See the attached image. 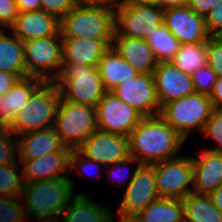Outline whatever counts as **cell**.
I'll use <instances>...</instances> for the list:
<instances>
[{"label": "cell", "instance_id": "obj_32", "mask_svg": "<svg viewBox=\"0 0 222 222\" xmlns=\"http://www.w3.org/2000/svg\"><path fill=\"white\" fill-rule=\"evenodd\" d=\"M18 197H0V222H26L24 205ZM22 204V205H21Z\"/></svg>", "mask_w": 222, "mask_h": 222}, {"label": "cell", "instance_id": "obj_34", "mask_svg": "<svg viewBox=\"0 0 222 222\" xmlns=\"http://www.w3.org/2000/svg\"><path fill=\"white\" fill-rule=\"evenodd\" d=\"M9 129L0 128V166L13 164L16 160L17 138Z\"/></svg>", "mask_w": 222, "mask_h": 222}, {"label": "cell", "instance_id": "obj_38", "mask_svg": "<svg viewBox=\"0 0 222 222\" xmlns=\"http://www.w3.org/2000/svg\"><path fill=\"white\" fill-rule=\"evenodd\" d=\"M78 166L77 168H75ZM102 164H99L98 162L91 160L89 158H86L83 156L77 149L72 150L71 155H70V171L73 172V168L77 171V174H83L84 176H91L92 177V170L102 168ZM91 171L89 172V170ZM84 172V173H83ZM94 176V175H93Z\"/></svg>", "mask_w": 222, "mask_h": 222}, {"label": "cell", "instance_id": "obj_7", "mask_svg": "<svg viewBox=\"0 0 222 222\" xmlns=\"http://www.w3.org/2000/svg\"><path fill=\"white\" fill-rule=\"evenodd\" d=\"M53 127L65 146L77 149L97 130L96 107L61 99Z\"/></svg>", "mask_w": 222, "mask_h": 222}, {"label": "cell", "instance_id": "obj_19", "mask_svg": "<svg viewBox=\"0 0 222 222\" xmlns=\"http://www.w3.org/2000/svg\"><path fill=\"white\" fill-rule=\"evenodd\" d=\"M193 159V192L209 195L222 186V153L203 150Z\"/></svg>", "mask_w": 222, "mask_h": 222}, {"label": "cell", "instance_id": "obj_21", "mask_svg": "<svg viewBox=\"0 0 222 222\" xmlns=\"http://www.w3.org/2000/svg\"><path fill=\"white\" fill-rule=\"evenodd\" d=\"M65 147L54 127L23 134L17 138L18 160H33Z\"/></svg>", "mask_w": 222, "mask_h": 222}, {"label": "cell", "instance_id": "obj_17", "mask_svg": "<svg viewBox=\"0 0 222 222\" xmlns=\"http://www.w3.org/2000/svg\"><path fill=\"white\" fill-rule=\"evenodd\" d=\"M72 150L65 146L60 151L43 155L37 159L19 160L24 165V168L21 170L23 183L68 178L64 174L70 171Z\"/></svg>", "mask_w": 222, "mask_h": 222}, {"label": "cell", "instance_id": "obj_29", "mask_svg": "<svg viewBox=\"0 0 222 222\" xmlns=\"http://www.w3.org/2000/svg\"><path fill=\"white\" fill-rule=\"evenodd\" d=\"M145 41L153 50L158 63L172 61L181 46V43L168 30L164 22L153 30V32L145 38Z\"/></svg>", "mask_w": 222, "mask_h": 222}, {"label": "cell", "instance_id": "obj_47", "mask_svg": "<svg viewBox=\"0 0 222 222\" xmlns=\"http://www.w3.org/2000/svg\"><path fill=\"white\" fill-rule=\"evenodd\" d=\"M117 216L119 217L118 222H139L137 215L132 214H124L119 211H117ZM114 218L113 212H110L109 215V222H116V218Z\"/></svg>", "mask_w": 222, "mask_h": 222}, {"label": "cell", "instance_id": "obj_18", "mask_svg": "<svg viewBox=\"0 0 222 222\" xmlns=\"http://www.w3.org/2000/svg\"><path fill=\"white\" fill-rule=\"evenodd\" d=\"M9 30L23 42L30 39L61 36L60 21L43 10L19 13Z\"/></svg>", "mask_w": 222, "mask_h": 222}, {"label": "cell", "instance_id": "obj_31", "mask_svg": "<svg viewBox=\"0 0 222 222\" xmlns=\"http://www.w3.org/2000/svg\"><path fill=\"white\" fill-rule=\"evenodd\" d=\"M17 167V162L0 166V197H20L24 183Z\"/></svg>", "mask_w": 222, "mask_h": 222}, {"label": "cell", "instance_id": "obj_50", "mask_svg": "<svg viewBox=\"0 0 222 222\" xmlns=\"http://www.w3.org/2000/svg\"><path fill=\"white\" fill-rule=\"evenodd\" d=\"M123 4H142V5H152L159 6V0H118Z\"/></svg>", "mask_w": 222, "mask_h": 222}, {"label": "cell", "instance_id": "obj_26", "mask_svg": "<svg viewBox=\"0 0 222 222\" xmlns=\"http://www.w3.org/2000/svg\"><path fill=\"white\" fill-rule=\"evenodd\" d=\"M0 29V70L26 78L27 70L24 60L23 41Z\"/></svg>", "mask_w": 222, "mask_h": 222}, {"label": "cell", "instance_id": "obj_4", "mask_svg": "<svg viewBox=\"0 0 222 222\" xmlns=\"http://www.w3.org/2000/svg\"><path fill=\"white\" fill-rule=\"evenodd\" d=\"M61 99L96 107L107 90L97 67L62 62L58 76L53 80Z\"/></svg>", "mask_w": 222, "mask_h": 222}, {"label": "cell", "instance_id": "obj_37", "mask_svg": "<svg viewBox=\"0 0 222 222\" xmlns=\"http://www.w3.org/2000/svg\"><path fill=\"white\" fill-rule=\"evenodd\" d=\"M73 0H41V10L61 21L73 8Z\"/></svg>", "mask_w": 222, "mask_h": 222}, {"label": "cell", "instance_id": "obj_40", "mask_svg": "<svg viewBox=\"0 0 222 222\" xmlns=\"http://www.w3.org/2000/svg\"><path fill=\"white\" fill-rule=\"evenodd\" d=\"M19 12L15 0H0V29L10 28Z\"/></svg>", "mask_w": 222, "mask_h": 222}, {"label": "cell", "instance_id": "obj_5", "mask_svg": "<svg viewBox=\"0 0 222 222\" xmlns=\"http://www.w3.org/2000/svg\"><path fill=\"white\" fill-rule=\"evenodd\" d=\"M60 100L58 87L53 82H44L19 110L8 129L15 136H21L53 127Z\"/></svg>", "mask_w": 222, "mask_h": 222}, {"label": "cell", "instance_id": "obj_2", "mask_svg": "<svg viewBox=\"0 0 222 222\" xmlns=\"http://www.w3.org/2000/svg\"><path fill=\"white\" fill-rule=\"evenodd\" d=\"M72 183L70 178L24 183L20 197L25 199L26 218L35 217L36 221L58 219L74 195Z\"/></svg>", "mask_w": 222, "mask_h": 222}, {"label": "cell", "instance_id": "obj_28", "mask_svg": "<svg viewBox=\"0 0 222 222\" xmlns=\"http://www.w3.org/2000/svg\"><path fill=\"white\" fill-rule=\"evenodd\" d=\"M182 202L184 222H222V213L212 203L209 195L192 192Z\"/></svg>", "mask_w": 222, "mask_h": 222}, {"label": "cell", "instance_id": "obj_42", "mask_svg": "<svg viewBox=\"0 0 222 222\" xmlns=\"http://www.w3.org/2000/svg\"><path fill=\"white\" fill-rule=\"evenodd\" d=\"M20 78L13 74L0 70V96L7 93Z\"/></svg>", "mask_w": 222, "mask_h": 222}, {"label": "cell", "instance_id": "obj_44", "mask_svg": "<svg viewBox=\"0 0 222 222\" xmlns=\"http://www.w3.org/2000/svg\"><path fill=\"white\" fill-rule=\"evenodd\" d=\"M209 97L212 101L213 108L222 110V77H217V81Z\"/></svg>", "mask_w": 222, "mask_h": 222}, {"label": "cell", "instance_id": "obj_39", "mask_svg": "<svg viewBox=\"0 0 222 222\" xmlns=\"http://www.w3.org/2000/svg\"><path fill=\"white\" fill-rule=\"evenodd\" d=\"M205 26L210 36H222V0L205 17Z\"/></svg>", "mask_w": 222, "mask_h": 222}, {"label": "cell", "instance_id": "obj_49", "mask_svg": "<svg viewBox=\"0 0 222 222\" xmlns=\"http://www.w3.org/2000/svg\"><path fill=\"white\" fill-rule=\"evenodd\" d=\"M188 3V0H159V6L162 9L183 6Z\"/></svg>", "mask_w": 222, "mask_h": 222}, {"label": "cell", "instance_id": "obj_46", "mask_svg": "<svg viewBox=\"0 0 222 222\" xmlns=\"http://www.w3.org/2000/svg\"><path fill=\"white\" fill-rule=\"evenodd\" d=\"M116 0H73L76 6H103L115 4Z\"/></svg>", "mask_w": 222, "mask_h": 222}, {"label": "cell", "instance_id": "obj_25", "mask_svg": "<svg viewBox=\"0 0 222 222\" xmlns=\"http://www.w3.org/2000/svg\"><path fill=\"white\" fill-rule=\"evenodd\" d=\"M110 210L83 193L73 195L63 210L62 222H109Z\"/></svg>", "mask_w": 222, "mask_h": 222}, {"label": "cell", "instance_id": "obj_9", "mask_svg": "<svg viewBox=\"0 0 222 222\" xmlns=\"http://www.w3.org/2000/svg\"><path fill=\"white\" fill-rule=\"evenodd\" d=\"M115 34L128 38L145 39L163 23L164 9L142 4H114Z\"/></svg>", "mask_w": 222, "mask_h": 222}, {"label": "cell", "instance_id": "obj_30", "mask_svg": "<svg viewBox=\"0 0 222 222\" xmlns=\"http://www.w3.org/2000/svg\"><path fill=\"white\" fill-rule=\"evenodd\" d=\"M172 62L184 73L192 74L207 65L206 41L181 44Z\"/></svg>", "mask_w": 222, "mask_h": 222}, {"label": "cell", "instance_id": "obj_43", "mask_svg": "<svg viewBox=\"0 0 222 222\" xmlns=\"http://www.w3.org/2000/svg\"><path fill=\"white\" fill-rule=\"evenodd\" d=\"M136 162H139L137 159H135L133 156H128L126 159H123V160H121V161H119V162H116V163H114V164H112V165H110V168H109V170L106 172L107 173V175H108V178H109V181H110V179H112L111 177L114 175V173L115 172H119V170H121L123 167V165L124 166H126L127 164H130V163H136ZM117 169V170H116ZM118 173H115V177L116 178H118L117 176H121L120 178H119V180L120 179H122V176H124V175H117ZM120 174V173H119ZM122 174V173H121ZM114 178V177H113ZM116 180V179H115ZM124 181H125V179L124 180H121V181H119L120 183L119 184H124ZM112 182H114V180L112 181Z\"/></svg>", "mask_w": 222, "mask_h": 222}, {"label": "cell", "instance_id": "obj_13", "mask_svg": "<svg viewBox=\"0 0 222 222\" xmlns=\"http://www.w3.org/2000/svg\"><path fill=\"white\" fill-rule=\"evenodd\" d=\"M111 92L143 117L157 115L160 112L153 74L139 73L136 78L119 84Z\"/></svg>", "mask_w": 222, "mask_h": 222}, {"label": "cell", "instance_id": "obj_8", "mask_svg": "<svg viewBox=\"0 0 222 222\" xmlns=\"http://www.w3.org/2000/svg\"><path fill=\"white\" fill-rule=\"evenodd\" d=\"M23 51L27 76L53 82L62 66V37L52 36L24 41Z\"/></svg>", "mask_w": 222, "mask_h": 222}, {"label": "cell", "instance_id": "obj_20", "mask_svg": "<svg viewBox=\"0 0 222 222\" xmlns=\"http://www.w3.org/2000/svg\"><path fill=\"white\" fill-rule=\"evenodd\" d=\"M44 82L36 77L21 78L0 96V128L8 129L13 124L16 114Z\"/></svg>", "mask_w": 222, "mask_h": 222}, {"label": "cell", "instance_id": "obj_48", "mask_svg": "<svg viewBox=\"0 0 222 222\" xmlns=\"http://www.w3.org/2000/svg\"><path fill=\"white\" fill-rule=\"evenodd\" d=\"M209 197L212 203L217 207V209L222 213V186L213 190Z\"/></svg>", "mask_w": 222, "mask_h": 222}, {"label": "cell", "instance_id": "obj_22", "mask_svg": "<svg viewBox=\"0 0 222 222\" xmlns=\"http://www.w3.org/2000/svg\"><path fill=\"white\" fill-rule=\"evenodd\" d=\"M112 47L139 73H154L158 62L145 39L114 35Z\"/></svg>", "mask_w": 222, "mask_h": 222}, {"label": "cell", "instance_id": "obj_45", "mask_svg": "<svg viewBox=\"0 0 222 222\" xmlns=\"http://www.w3.org/2000/svg\"><path fill=\"white\" fill-rule=\"evenodd\" d=\"M19 13L41 10V0H15Z\"/></svg>", "mask_w": 222, "mask_h": 222}, {"label": "cell", "instance_id": "obj_27", "mask_svg": "<svg viewBox=\"0 0 222 222\" xmlns=\"http://www.w3.org/2000/svg\"><path fill=\"white\" fill-rule=\"evenodd\" d=\"M139 222H184L182 199L159 197L137 214Z\"/></svg>", "mask_w": 222, "mask_h": 222}, {"label": "cell", "instance_id": "obj_16", "mask_svg": "<svg viewBox=\"0 0 222 222\" xmlns=\"http://www.w3.org/2000/svg\"><path fill=\"white\" fill-rule=\"evenodd\" d=\"M153 76L160 108L196 92L192 76L181 71L172 61L158 63Z\"/></svg>", "mask_w": 222, "mask_h": 222}, {"label": "cell", "instance_id": "obj_6", "mask_svg": "<svg viewBox=\"0 0 222 222\" xmlns=\"http://www.w3.org/2000/svg\"><path fill=\"white\" fill-rule=\"evenodd\" d=\"M213 110L209 96L194 92L164 104L159 115L186 140L193 129L202 133Z\"/></svg>", "mask_w": 222, "mask_h": 222}, {"label": "cell", "instance_id": "obj_51", "mask_svg": "<svg viewBox=\"0 0 222 222\" xmlns=\"http://www.w3.org/2000/svg\"><path fill=\"white\" fill-rule=\"evenodd\" d=\"M40 222H61L58 219L40 220Z\"/></svg>", "mask_w": 222, "mask_h": 222}, {"label": "cell", "instance_id": "obj_14", "mask_svg": "<svg viewBox=\"0 0 222 222\" xmlns=\"http://www.w3.org/2000/svg\"><path fill=\"white\" fill-rule=\"evenodd\" d=\"M77 150L102 165H112L130 156L129 137L96 130Z\"/></svg>", "mask_w": 222, "mask_h": 222}, {"label": "cell", "instance_id": "obj_41", "mask_svg": "<svg viewBox=\"0 0 222 222\" xmlns=\"http://www.w3.org/2000/svg\"><path fill=\"white\" fill-rule=\"evenodd\" d=\"M220 0H188V7L196 14L205 17Z\"/></svg>", "mask_w": 222, "mask_h": 222}, {"label": "cell", "instance_id": "obj_15", "mask_svg": "<svg viewBox=\"0 0 222 222\" xmlns=\"http://www.w3.org/2000/svg\"><path fill=\"white\" fill-rule=\"evenodd\" d=\"M163 22L181 44L201 43L210 37L204 17L192 11L187 4L164 9Z\"/></svg>", "mask_w": 222, "mask_h": 222}, {"label": "cell", "instance_id": "obj_33", "mask_svg": "<svg viewBox=\"0 0 222 222\" xmlns=\"http://www.w3.org/2000/svg\"><path fill=\"white\" fill-rule=\"evenodd\" d=\"M196 92L210 96L217 81L216 73L205 65L191 74Z\"/></svg>", "mask_w": 222, "mask_h": 222}, {"label": "cell", "instance_id": "obj_23", "mask_svg": "<svg viewBox=\"0 0 222 222\" xmlns=\"http://www.w3.org/2000/svg\"><path fill=\"white\" fill-rule=\"evenodd\" d=\"M109 47L104 40L62 38V62L97 67Z\"/></svg>", "mask_w": 222, "mask_h": 222}, {"label": "cell", "instance_id": "obj_35", "mask_svg": "<svg viewBox=\"0 0 222 222\" xmlns=\"http://www.w3.org/2000/svg\"><path fill=\"white\" fill-rule=\"evenodd\" d=\"M207 65L222 77V36H210L206 41Z\"/></svg>", "mask_w": 222, "mask_h": 222}, {"label": "cell", "instance_id": "obj_24", "mask_svg": "<svg viewBox=\"0 0 222 222\" xmlns=\"http://www.w3.org/2000/svg\"><path fill=\"white\" fill-rule=\"evenodd\" d=\"M97 68L107 91L139 74L112 46L104 52Z\"/></svg>", "mask_w": 222, "mask_h": 222}, {"label": "cell", "instance_id": "obj_11", "mask_svg": "<svg viewBox=\"0 0 222 222\" xmlns=\"http://www.w3.org/2000/svg\"><path fill=\"white\" fill-rule=\"evenodd\" d=\"M97 129L129 137L143 116L107 91L96 105Z\"/></svg>", "mask_w": 222, "mask_h": 222}, {"label": "cell", "instance_id": "obj_12", "mask_svg": "<svg viewBox=\"0 0 222 222\" xmlns=\"http://www.w3.org/2000/svg\"><path fill=\"white\" fill-rule=\"evenodd\" d=\"M158 198L155 164L137 162L117 211L137 215Z\"/></svg>", "mask_w": 222, "mask_h": 222}, {"label": "cell", "instance_id": "obj_10", "mask_svg": "<svg viewBox=\"0 0 222 222\" xmlns=\"http://www.w3.org/2000/svg\"><path fill=\"white\" fill-rule=\"evenodd\" d=\"M155 176L159 197L183 199L193 192V159L179 156L156 163Z\"/></svg>", "mask_w": 222, "mask_h": 222}, {"label": "cell", "instance_id": "obj_3", "mask_svg": "<svg viewBox=\"0 0 222 222\" xmlns=\"http://www.w3.org/2000/svg\"><path fill=\"white\" fill-rule=\"evenodd\" d=\"M62 38L104 40L112 46L115 34L114 4L103 6H74L60 21Z\"/></svg>", "mask_w": 222, "mask_h": 222}, {"label": "cell", "instance_id": "obj_36", "mask_svg": "<svg viewBox=\"0 0 222 222\" xmlns=\"http://www.w3.org/2000/svg\"><path fill=\"white\" fill-rule=\"evenodd\" d=\"M202 133L217 143L218 147L208 150L222 153V110L212 111Z\"/></svg>", "mask_w": 222, "mask_h": 222}, {"label": "cell", "instance_id": "obj_1", "mask_svg": "<svg viewBox=\"0 0 222 222\" xmlns=\"http://www.w3.org/2000/svg\"><path fill=\"white\" fill-rule=\"evenodd\" d=\"M184 141L159 114L143 117L129 136L130 156L153 165L179 157Z\"/></svg>", "mask_w": 222, "mask_h": 222}]
</instances>
